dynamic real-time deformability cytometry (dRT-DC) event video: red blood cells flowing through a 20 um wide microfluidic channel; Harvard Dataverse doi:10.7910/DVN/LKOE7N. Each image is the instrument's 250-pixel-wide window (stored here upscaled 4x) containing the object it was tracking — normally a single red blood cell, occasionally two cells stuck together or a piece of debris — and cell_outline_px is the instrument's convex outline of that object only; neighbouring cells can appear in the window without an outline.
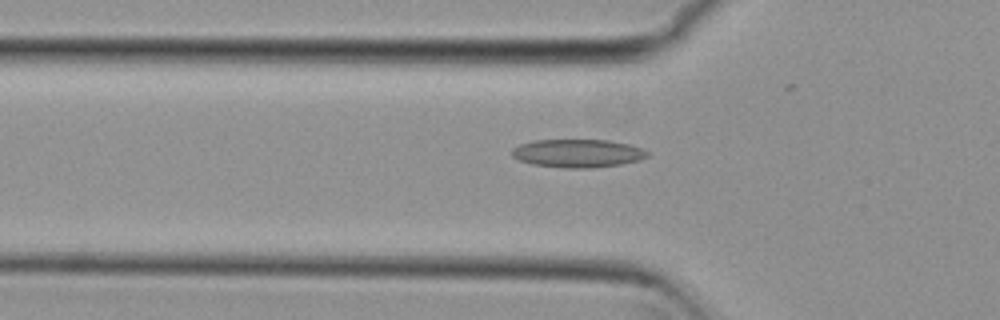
{"species": "common noctule bat (a hibernating species)", "species_latin": "Nyctalus noctula", "temperature_condition": "cold", "stored_images_in_passage": 51, "camera_frame_rate_fps": 3000, "um_per_image_px": 0.085, "animal": {"sex": "female", "body_mass_g": 29.2, "forearm_length_mm": 56.3}, "frame": {"image": 1, "passage_image": 15, "time_ms": 4.667, "image_size_px": [1000, 320], "cell_outline_px": [[648, 156], [636, 160], [620, 164], [592, 168], [564, 168], [532, 164], [520, 160], [512, 156], [512, 148], [520, 144], [532, 140], [608, 140], [628, 144], [640, 148], [648, 152]], "centroid_in_image_um": [49.06, 13.03], "position_along_channel_um": 76.7, "area_um2": 22.08}}
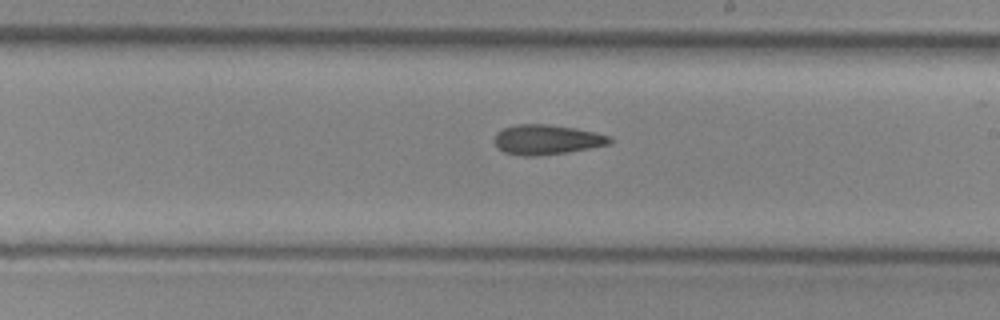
{"frame": {"image": 2, "passage_image": 28, "time_ms": 9.0, "image_size_px": [1000, 320], "cell_outline_px": [[612, 140], [608, 144], [568, 152], [536, 156], [524, 156], [504, 152], [492, 140], [496, 132], [504, 128], [516, 124], [548, 124], [576, 128], [608, 136]], "centroid_in_image_um": [46.41, 11.86], "position_along_channel_um": 242.6, "area_um2": 19.88}}
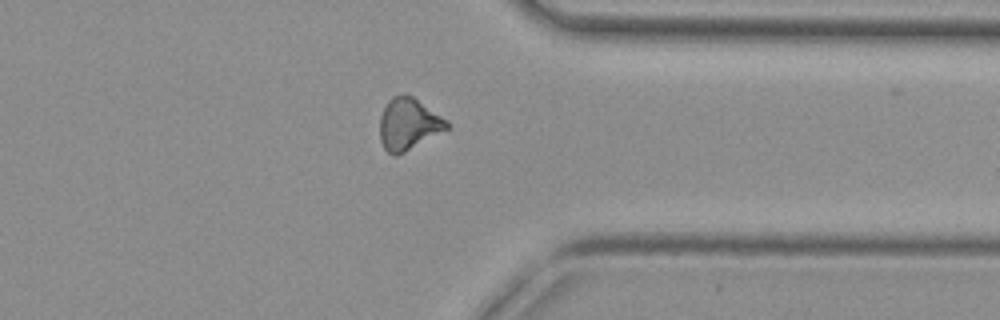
{"frame": {"image": 3, "passage_image": 39, "time_ms": 12.667, "image_size_px": [1000, 320], "cell_outline_px": [[452, 128], [396, 156], [392, 156], [384, 148], [380, 140], [380, 116], [388, 100], [392, 96], [412, 96], [448, 120]], "centroid_in_image_um": [34.75, 10.57], "position_along_channel_um": 376.6, "area_um2": 20.29}, "authors_computed_cell_mechanics": {"area_um2": 20.1722, "velocity_mm_per_s": 3.8167, "shape_relaxation_time_tau1_ms": null, "shape_relaxation_time_tau2_ms": 10.8463, "deformation_change_tau1": null, "deformation_change_tau2": 0.2166}}